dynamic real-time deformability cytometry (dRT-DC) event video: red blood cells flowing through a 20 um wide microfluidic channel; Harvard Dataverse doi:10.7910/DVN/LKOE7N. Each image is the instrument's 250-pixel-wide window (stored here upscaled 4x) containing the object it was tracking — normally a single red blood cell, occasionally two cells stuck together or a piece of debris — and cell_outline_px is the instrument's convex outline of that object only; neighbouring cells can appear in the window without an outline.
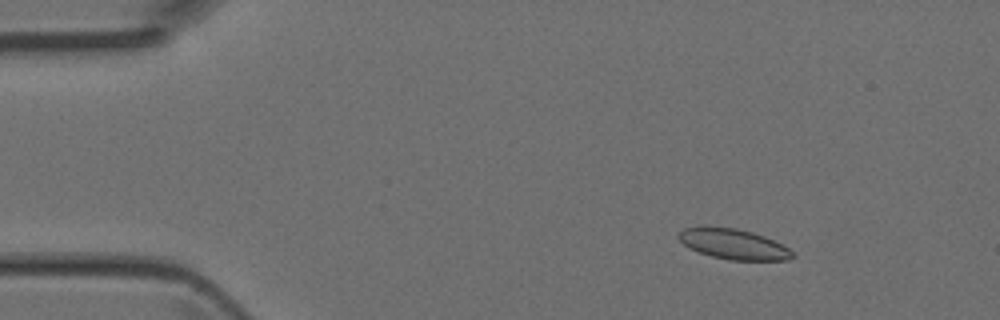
{"species": "Egyptian fruit bat (a non-hibernating species)", "species_latin": "Rousettus aegyptiacus", "temperature_condition": "room temperature", "stored_images_in_passage": 4, "camera_frame_rate_fps": 3000, "um_per_image_px": 0.085, "animal": {"sex": "female"}, "frame": {"image": 1, "passage_image": 2, "time_ms": 0.333, "image_size_px": [1000, 320], "cell_outline_px": [[796, 256], [788, 260], [728, 260], [712, 256], [688, 248], [676, 236], [684, 228], [704, 224], [736, 228], [752, 232], [764, 236], [788, 248]], "centroid_in_image_um": [62.29, 20.72], "position_along_channel_um": 22.7, "area_um2": 20.4}}